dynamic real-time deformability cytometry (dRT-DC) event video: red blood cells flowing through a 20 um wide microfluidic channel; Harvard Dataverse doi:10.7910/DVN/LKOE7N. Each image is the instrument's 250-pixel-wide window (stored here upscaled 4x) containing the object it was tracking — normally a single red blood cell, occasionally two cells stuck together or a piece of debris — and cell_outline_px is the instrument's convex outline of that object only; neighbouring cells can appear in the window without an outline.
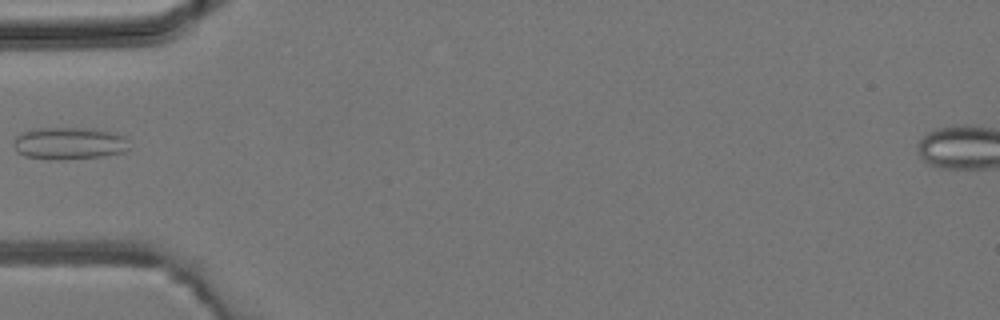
{"species": "common noctule bat (a hibernating species)", "species_latin": "Nyctalus noctula", "temperature_condition": "room temperature", "stored_images_in_passage": 5, "camera_frame_rate_fps": 3000, "um_per_image_px": 0.085, "animal": {"sex": "male", "body_mass_g": 19.2, "forearm_length_mm": 51.8}, "frame": {"image": 1, "passage_image": 5, "time_ms": 4.667, "image_size_px": [1000, 320], "cell_outline_px": [[128, 148], [124, 152], [100, 156], [64, 160], [48, 160], [24, 156], [16, 152], [12, 144], [16, 136], [24, 132], [36, 128], [96, 128], [116, 132], [124, 136]], "centroid_in_image_um": [5.84, 12.18], "position_along_channel_um": 79.2, "area_um2": 22.02}}